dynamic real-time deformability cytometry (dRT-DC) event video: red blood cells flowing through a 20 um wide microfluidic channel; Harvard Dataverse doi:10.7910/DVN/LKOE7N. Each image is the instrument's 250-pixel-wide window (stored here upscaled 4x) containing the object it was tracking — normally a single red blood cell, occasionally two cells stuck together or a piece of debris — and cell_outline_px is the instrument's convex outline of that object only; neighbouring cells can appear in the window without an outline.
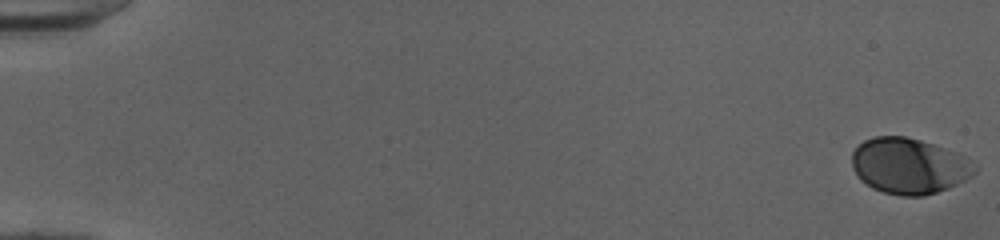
{"species": "human", "species_latin": "Homo sapiens", "temperature_condition": "cold", "stored_images_in_passage": 52, "camera_frame_rate_fps": 3000, "um_per_image_px": 0.085, "donor": {"sex": "female"}, "frame": {"image": 1, "passage_image": 1, "time_ms": 0.0, "image_size_px": [1000, 240], "cell_outline_px": [[976, 172], [972, 176], [948, 188], [924, 196], [900, 196], [884, 192], [872, 188], [860, 180], [852, 164], [852, 152], [864, 140], [872, 136], [904, 136], [920, 140], [956, 152], [964, 156], [976, 168]], "centroid_in_image_um": [77.25, 14.11], "position_along_channel_um": 7.8, "area_um2": 39.71}}
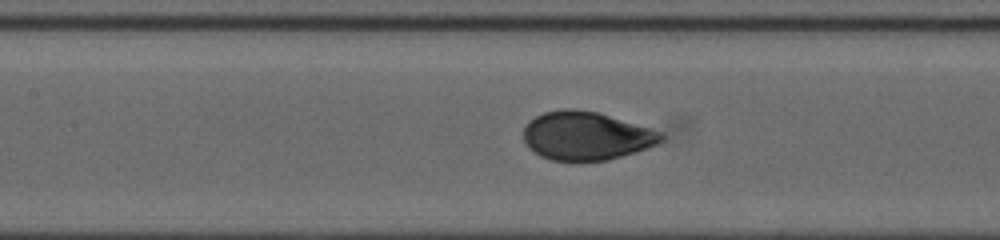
{"frame": {"image": 2, "passage_image": 26, "time_ms": 8.333, "image_size_px": [1000, 240], "cell_outline_px": [[664, 140], [648, 148], [636, 152], [608, 160], [552, 160], [540, 156], [528, 148], [524, 140], [524, 128], [528, 120], [544, 112], [564, 108], [572, 108], [596, 112], [648, 128], [660, 132], [664, 136]], "centroid_in_image_um": [49.79, 11.55], "position_along_channel_um": 157.6, "area_um2": 38.55}}
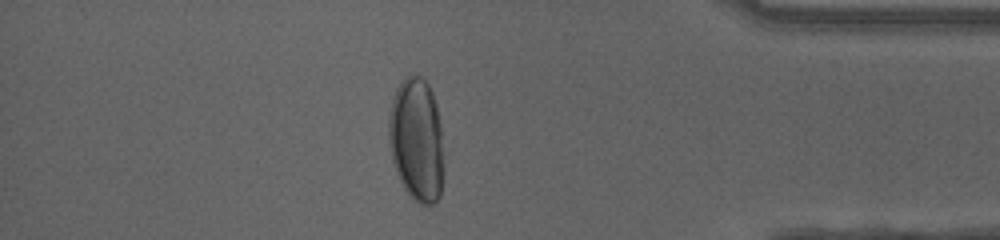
{"frame": {"image": 3, "passage_image": 46, "time_ms": 15.0, "image_size_px": [1000, 240], "cell_outline_px": [[444, 172], [440, 196], [432, 204], [420, 204], [412, 200], [404, 188], [396, 172], [392, 160], [388, 144], [388, 112], [396, 88], [400, 80], [404, 76], [412, 72], [420, 76], [428, 84], [432, 92], [436, 104], [440, 124], [444, 164]], "centroid_in_image_um": [35.39, 11.87], "position_along_channel_um": 399.8, "area_um2": 40.58}, "authors_computed_cell_mechanics": {"area_um2": 39.6797, "velocity_mm_per_s": 4.0039, "shape_relaxation_time_tau1_ms": 3.3602, "shape_relaxation_time_tau2_ms": null, "deformation_change_tau1": 0.1427, "deformation_change_tau2": null}}